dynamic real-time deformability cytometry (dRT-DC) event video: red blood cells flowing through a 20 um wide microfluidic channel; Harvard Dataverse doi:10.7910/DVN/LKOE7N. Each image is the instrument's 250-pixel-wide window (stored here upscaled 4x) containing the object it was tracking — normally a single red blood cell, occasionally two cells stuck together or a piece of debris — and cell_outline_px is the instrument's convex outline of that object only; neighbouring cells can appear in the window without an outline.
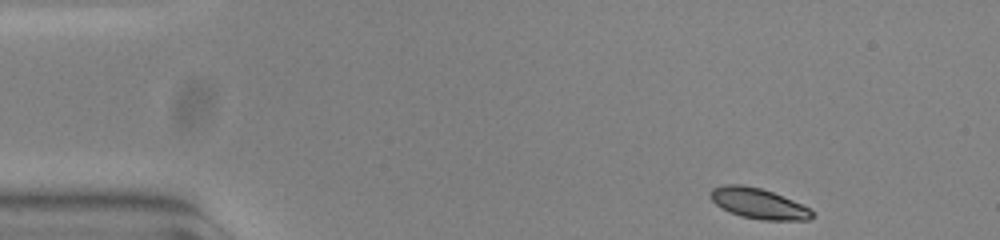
{"species": "common noctule bat (a hibernating species)", "species_latin": "Nyctalus noctula", "temperature_condition": "warm", "stored_images_in_passage": 49, "camera_frame_rate_fps": 3000, "um_per_image_px": 0.085, "animal": {"sex": "female", "body_mass_g": 23.0, "forearm_length_mm": 53.4}, "frame": {"image": 1, "passage_image": 1, "time_ms": 0.0, "image_size_px": [1000, 240], "cell_outline_px": [[816, 216], [808, 220], [760, 220], [740, 216], [716, 204], [708, 196], [712, 188], [724, 184], [740, 184], [760, 188], [772, 192], [792, 200], [808, 208]], "centroid_in_image_um": [64.45, 17.29], "position_along_channel_um": 20.5, "area_um2": 17.92}}
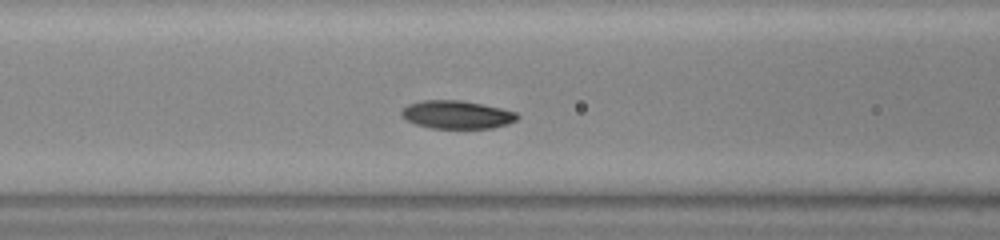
{"frame": {"image": 2, "passage_image": 17, "time_ms": 5.333, "image_size_px": [1000, 240], "cell_outline_px": [[520, 116], [516, 120], [508, 124], [492, 128], [432, 128], [416, 124], [404, 120], [400, 116], [400, 112], [408, 104], [424, 100], [460, 100], [500, 108], [516, 112]], "centroid_in_image_um": [38.8, 9.75], "position_along_channel_um": 127.8, "area_um2": 18.96}}
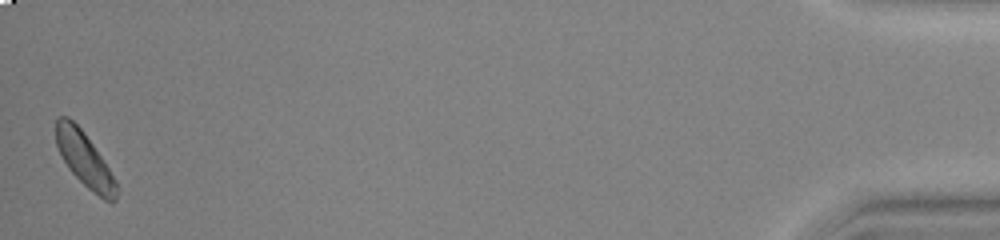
{"frame": {"image": 3, "passage_image": 49, "time_ms": 16.0, "image_size_px": [1000, 240], "cell_outline_px": [[120, 188], [116, 200], [104, 200], [88, 188], [68, 168], [56, 144], [56, 120], [60, 116], [68, 116], [84, 132], [116, 180]], "centroid_in_image_um": [7.21, 13.57], "position_along_channel_um": 428.0, "area_um2": 18.79}, "authors_computed_cell_mechanics": {"area_um2": 19.0162, "velocity_mm_per_s": 3.7178, "shape_relaxation_time_tau1_ms": 10.3468, "shape_relaxation_time_tau2_ms": null, "deformation_change_tau1": 0.2331, "deformation_change_tau2": null}}